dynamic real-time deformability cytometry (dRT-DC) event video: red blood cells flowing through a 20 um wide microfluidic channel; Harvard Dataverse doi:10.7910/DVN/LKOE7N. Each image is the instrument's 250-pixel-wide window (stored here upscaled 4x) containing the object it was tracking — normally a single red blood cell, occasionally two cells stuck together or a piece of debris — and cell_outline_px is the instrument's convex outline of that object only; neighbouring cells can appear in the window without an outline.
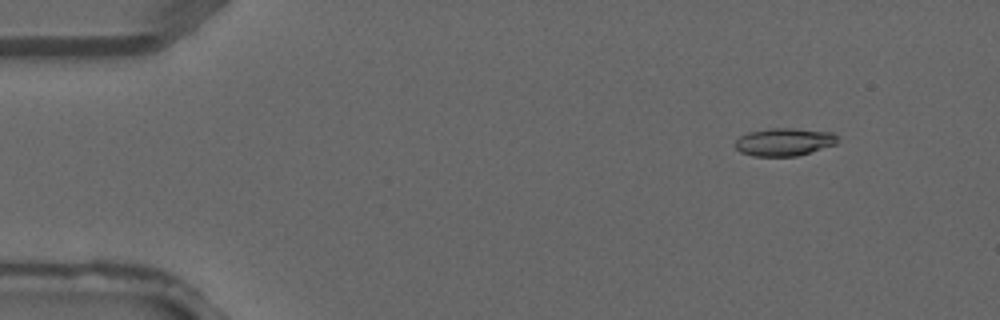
{"species": "common noctule bat (a hibernating species)", "species_latin": "Nyctalus noctula", "temperature_condition": "warm", "stored_images_in_passage": 3, "camera_frame_rate_fps": 3000, "um_per_image_px": 0.085, "animal": {"sex": "male", "forearm_length_mm": 52.5}, "frame": {"image": 1, "passage_image": 2, "time_ms": 0.333, "image_size_px": [1000, 320], "cell_outline_px": [[836, 144], [796, 156], [752, 156], [740, 152], [736, 148], [736, 140], [740, 136], [748, 132], [768, 128], [796, 128], [832, 132], [836, 136]], "centroid_in_image_um": [66.62, 12.05], "position_along_channel_um": 18.4, "area_um2": 16.53}}